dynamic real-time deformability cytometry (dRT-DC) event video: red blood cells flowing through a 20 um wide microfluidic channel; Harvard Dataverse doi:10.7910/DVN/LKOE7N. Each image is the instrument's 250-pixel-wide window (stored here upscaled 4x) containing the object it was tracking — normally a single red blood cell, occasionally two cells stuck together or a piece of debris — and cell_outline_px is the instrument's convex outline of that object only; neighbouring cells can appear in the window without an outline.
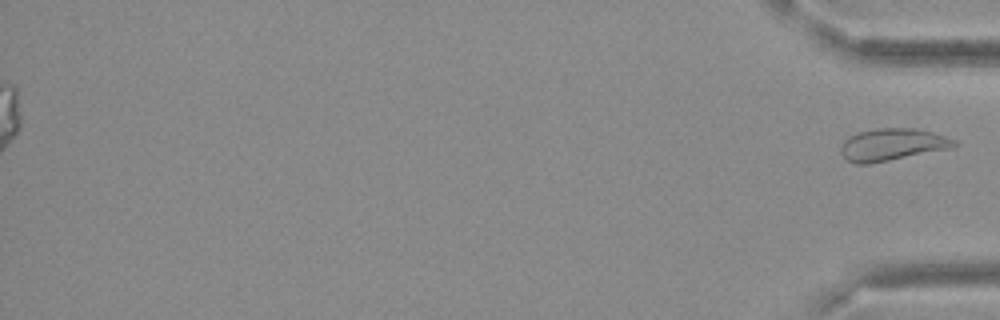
{"species": "Egyptian fruit bat (a non-hibernating species)", "species_latin": "Rousettus aegyptiacus", "temperature_condition": "cold", "stored_images_in_passage": 42, "segment_of_instrument_passage": [2, 2], "camera_frame_rate_fps": 3000, "um_per_image_px": 0.085, "frame": {"image": 1, "passage_image": 42, "time_ms": 13.667, "image_size_px": [1000, 320], "cell_outline_px": [[956, 144], [952, 148], [868, 164], [852, 164], [844, 160], [840, 152], [840, 148], [844, 140], [848, 136], [860, 132], [876, 128], [916, 128], [932, 132], [956, 140]], "centroid_in_image_um": [75.78, 12.3], "position_along_channel_um": 359.4, "area_um2": 21.33}}